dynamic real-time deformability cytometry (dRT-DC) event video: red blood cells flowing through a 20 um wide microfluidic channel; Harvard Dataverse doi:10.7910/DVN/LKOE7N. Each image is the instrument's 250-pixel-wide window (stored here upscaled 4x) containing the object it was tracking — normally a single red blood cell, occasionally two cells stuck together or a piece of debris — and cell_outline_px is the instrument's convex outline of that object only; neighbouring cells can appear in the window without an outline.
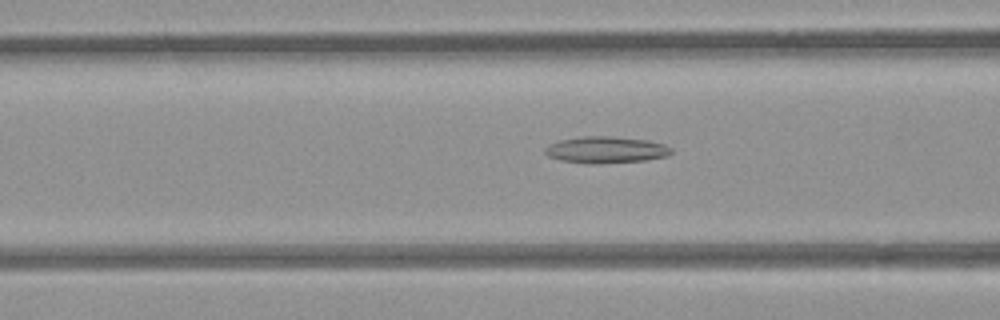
{"species": "common noctule bat (a hibernating species)", "species_latin": "Nyctalus noctula", "temperature_condition": "room temperature", "stored_images_in_passage": 46, "camera_frame_rate_fps": 3000, "um_per_image_px": 0.085, "animal": {"sex": "female", "body_mass_g": 21.9}, "frame": {"image": 1, "passage_image": 19, "time_ms": 6.0, "image_size_px": [1000, 320], "cell_outline_px": [[672, 152], [668, 156], [644, 160], [596, 164], [588, 164], [560, 160], [548, 156], [544, 152], [544, 148], [560, 140], [584, 136], [612, 136], [644, 140], [664, 144], [672, 148]], "centroid_in_image_um": [51.5, 12.74], "position_along_channel_um": 115.1, "area_um2": 19.48}}
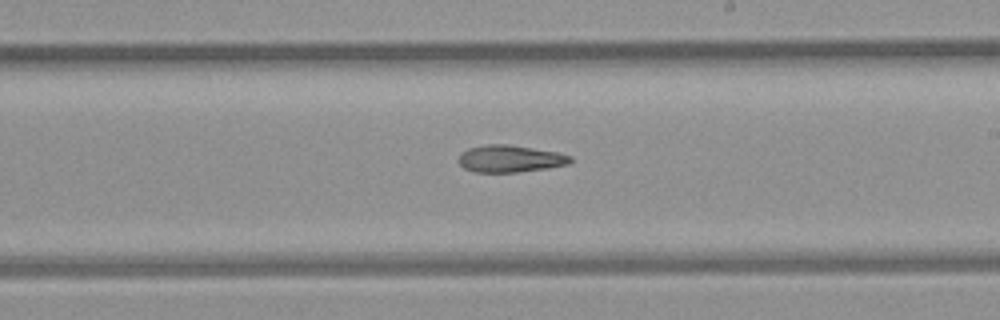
{"frame": {"image": 2, "passage_image": 29, "time_ms": 9.333, "image_size_px": [1000, 320], "cell_outline_px": [[572, 160], [568, 164], [548, 168], [516, 172], [476, 172], [464, 168], [460, 164], [460, 152], [468, 148], [488, 144], [508, 144], [556, 152], [572, 156]], "centroid_in_image_um": [43.35, 13.49], "position_along_channel_um": 245.6, "area_um2": 17.51}}
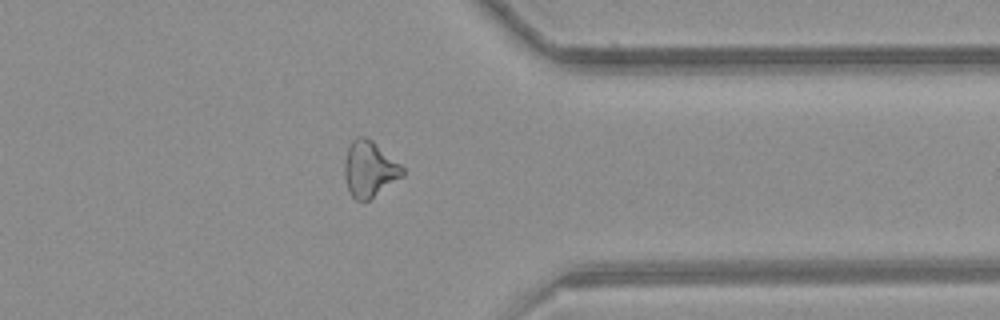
{"frame": {"image": 3, "passage_image": 40, "time_ms": 13.0, "image_size_px": [1000, 320], "cell_outline_px": [[404, 176], [368, 200], [356, 200], [348, 192], [344, 176], [344, 160], [348, 148], [352, 140], [356, 136], [364, 136], [372, 140], [400, 164], [404, 168]], "centroid_in_image_um": [31.38, 14.36], "position_along_channel_um": 380.0, "area_um2": 18.9}}